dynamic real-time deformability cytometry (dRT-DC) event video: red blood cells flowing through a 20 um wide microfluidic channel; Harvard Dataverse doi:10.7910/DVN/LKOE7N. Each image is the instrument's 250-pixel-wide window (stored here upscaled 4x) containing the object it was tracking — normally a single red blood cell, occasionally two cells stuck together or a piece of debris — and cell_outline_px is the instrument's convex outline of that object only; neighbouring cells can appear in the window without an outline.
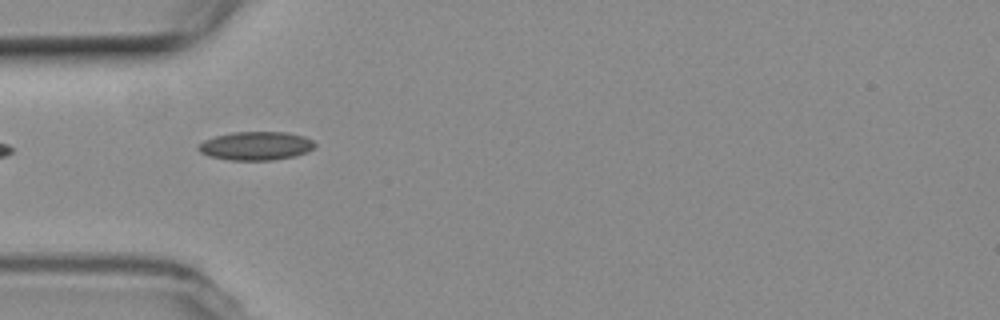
{"species": "common noctule bat (a hibernating species)", "species_latin": "Nyctalus noctula", "temperature_condition": "room temperature", "stored_images_in_passage": 35, "camera_frame_rate_fps": 3000, "um_per_image_px": 0.085, "animal": {"sex": "female", "body_mass_g": 19.3, "forearm_length_mm": 54.1}, "frame": {"image": 1, "passage_image": 1, "time_ms": 0.0, "image_size_px": [1000, 320], "cell_outline_px": [[316, 144], [308, 152], [296, 156], [272, 160], [232, 160], [208, 156], [200, 152], [196, 148], [204, 140], [216, 136], [232, 132], [284, 132], [304, 136], [312, 140]], "centroid_in_image_um": [21.75, 12.4], "position_along_channel_um": 63.2, "area_um2": 19.36}}
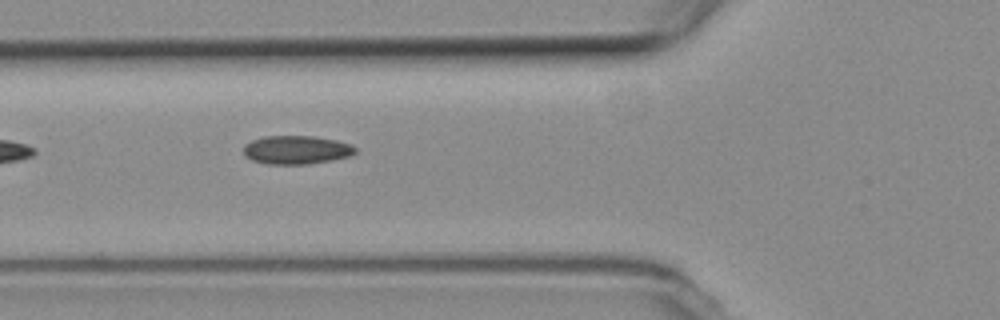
{"frame": {"image": 2, "passage_image": 4, "time_ms": 1.0, "image_size_px": [1000, 320], "cell_outline_px": [[356, 152], [352, 156], [332, 160], [308, 164], [268, 164], [252, 160], [244, 156], [244, 144], [252, 140], [264, 136], [312, 136], [336, 140], [352, 144], [356, 148]], "centroid_in_image_um": [25.21, 12.74], "position_along_channel_um": 100.6, "area_um2": 18.73}}